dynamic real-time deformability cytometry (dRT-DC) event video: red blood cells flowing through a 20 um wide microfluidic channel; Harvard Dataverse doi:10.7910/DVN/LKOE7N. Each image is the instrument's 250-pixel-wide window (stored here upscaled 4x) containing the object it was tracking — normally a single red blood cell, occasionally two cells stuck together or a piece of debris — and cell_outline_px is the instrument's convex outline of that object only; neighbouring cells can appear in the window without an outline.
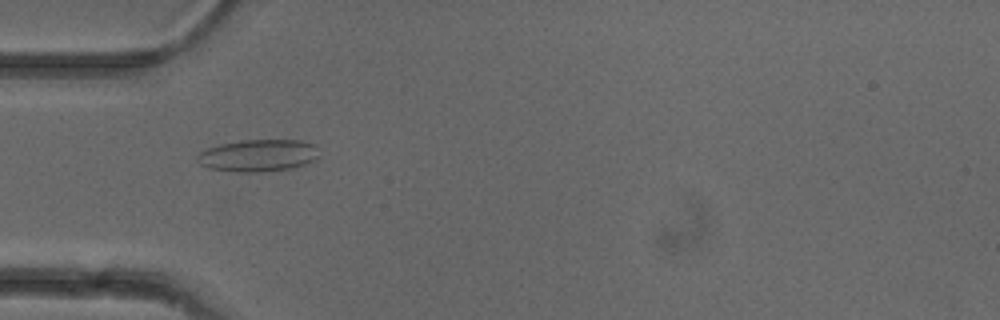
{"species": "common noctule bat (a hibernating species)", "species_latin": "Nyctalus noctula", "temperature_condition": "cold", "stored_images_in_passage": 52, "camera_frame_rate_fps": 3000, "um_per_image_px": 0.085, "animal": {"sex": "female"}, "frame": {"image": 1, "passage_image": 16, "time_ms": 5.0, "image_size_px": [1000, 320], "cell_outline_px": [[320, 156], [316, 160], [292, 168], [260, 172], [236, 172], [208, 168], [200, 164], [196, 160], [196, 156], [200, 152], [208, 148], [220, 144], [240, 140], [300, 140], [316, 144]], "centroid_in_image_um": [21.96, 13.21], "position_along_channel_um": 63.0, "area_um2": 23.06}}
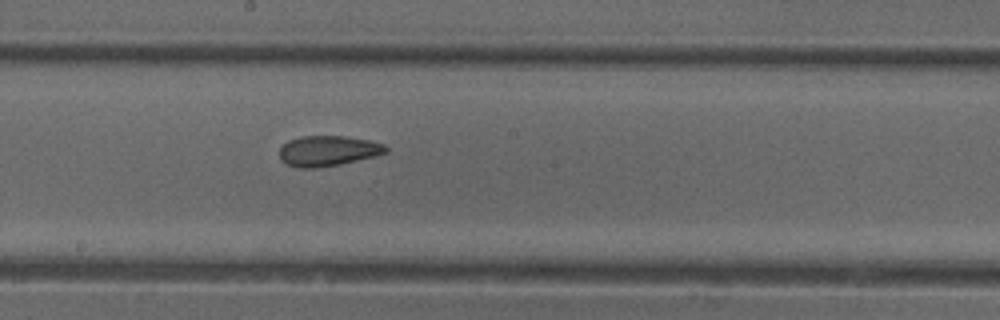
{"frame": {"image": 2, "passage_image": 28, "time_ms": 9.0, "image_size_px": [1000, 320], "cell_outline_px": [[388, 152], [376, 156], [340, 164], [312, 168], [296, 168], [280, 160], [280, 148], [288, 140], [300, 136], [344, 136], [368, 140], [384, 144], [388, 148]], "centroid_in_image_um": [27.88, 12.82], "position_along_channel_um": 220.3, "area_um2": 18.84}}
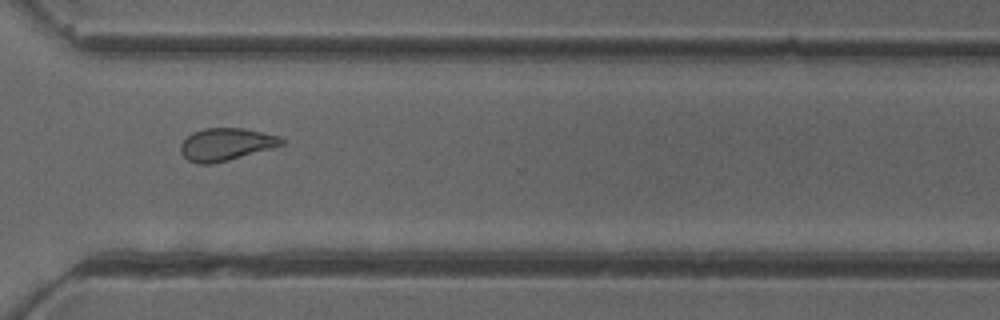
{"frame": {"image": 3, "passage_image": 38, "time_ms": 12.333, "image_size_px": [1000, 320], "cell_outline_px": [[284, 144], [272, 148], [228, 160], [212, 164], [200, 164], [188, 160], [180, 152], [180, 144], [192, 132], [204, 128], [244, 128], [280, 136], [284, 140]], "centroid_in_image_um": [19.2, 12.26], "position_along_channel_um": 351.4, "area_um2": 19.07}, "authors_computed_cell_mechanics": {"area_um2": 19.8543, "velocity_mm_per_s": 3.946, "shape_relaxation_time_tau1_ms": null, "shape_relaxation_time_tau2_ms": 2.2512, "deformation_change_tau1": null, "deformation_change_tau2": 0.0655}}